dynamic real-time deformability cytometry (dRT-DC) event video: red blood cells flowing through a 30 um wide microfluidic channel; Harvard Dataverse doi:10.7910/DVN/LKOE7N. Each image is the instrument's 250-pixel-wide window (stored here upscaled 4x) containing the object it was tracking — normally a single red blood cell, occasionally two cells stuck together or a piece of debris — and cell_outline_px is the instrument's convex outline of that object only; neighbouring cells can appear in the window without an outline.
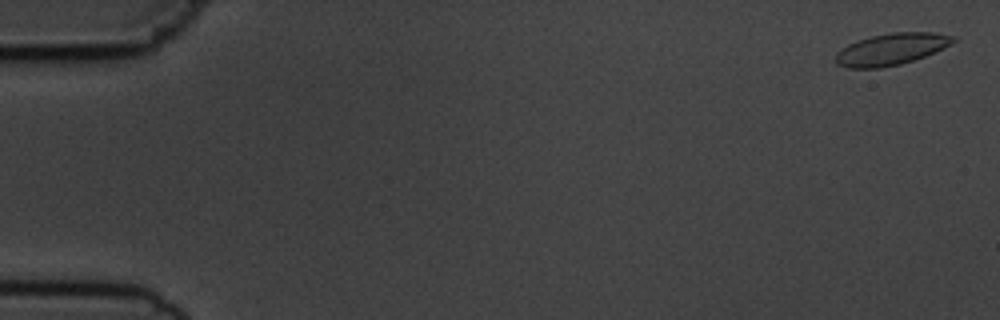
{"species": "common noctule bat (a hibernating species)", "species_latin": "Nyctalus noctula", "temperature_condition": "cold", "stored_images_in_passage": 15, "camera_frame_rate_fps": 3000, "um_per_image_px": 0.085, "animal": {"sex": "male", "body_mass_g": 19.5, "forearm_length_mm": 54.6}, "frame": {"image": 1, "passage_image": 1, "time_ms": 0.0, "image_size_px": [1000, 320], "cell_outline_px": [[956, 40], [924, 56], [900, 64], [880, 68], [848, 68], [836, 64], [836, 52], [848, 44], [856, 40], [872, 36], [892, 32], [936, 32], [956, 36]], "centroid_in_image_um": [75.71, 4.17], "position_along_channel_um": 9.3, "area_um2": 21.5}}
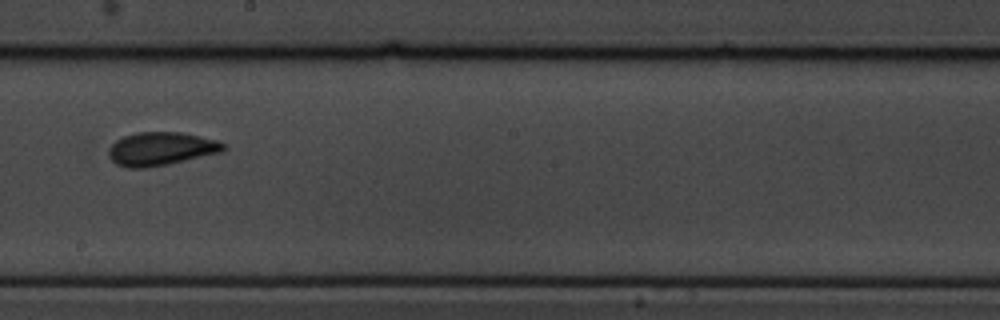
{"frame": {"image": 2, "passage_image": 9, "time_ms": 10.0, "image_size_px": [1000, 320], "cell_outline_px": [[228, 148], [220, 152], [168, 164], [144, 168], [128, 168], [116, 164], [108, 156], [108, 148], [116, 140], [124, 136], [136, 132], [184, 132], [216, 140], [228, 144]], "centroid_in_image_um": [13.68, 12.64], "position_along_channel_um": 234.5, "area_um2": 22.43}}
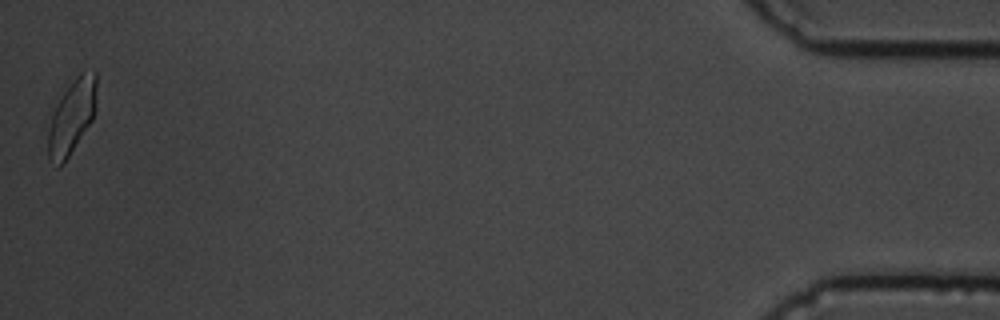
{"frame": {"image": 3, "passage_image": 15, "time_ms": 17.667, "image_size_px": [1000, 320], "cell_outline_px": [[96, 108], [92, 120], [60, 168], [56, 168], [48, 160], [48, 132], [52, 116], [56, 104], [72, 80], [80, 72], [96, 72]], "centroid_in_image_um": [6.09, 9.95], "position_along_channel_um": 429.1, "area_um2": 20.81}, "authors_computed_cell_mechanics": {"area_um2": 21.5016, "velocity_mm_per_s": 3.6961, "shape_relaxation_time_tau1_ms": 2.0055, "shape_relaxation_time_tau2_ms": 1.2665, "deformation_change_tau1": 0.0792, "deformation_change_tau2": 0.0328}}